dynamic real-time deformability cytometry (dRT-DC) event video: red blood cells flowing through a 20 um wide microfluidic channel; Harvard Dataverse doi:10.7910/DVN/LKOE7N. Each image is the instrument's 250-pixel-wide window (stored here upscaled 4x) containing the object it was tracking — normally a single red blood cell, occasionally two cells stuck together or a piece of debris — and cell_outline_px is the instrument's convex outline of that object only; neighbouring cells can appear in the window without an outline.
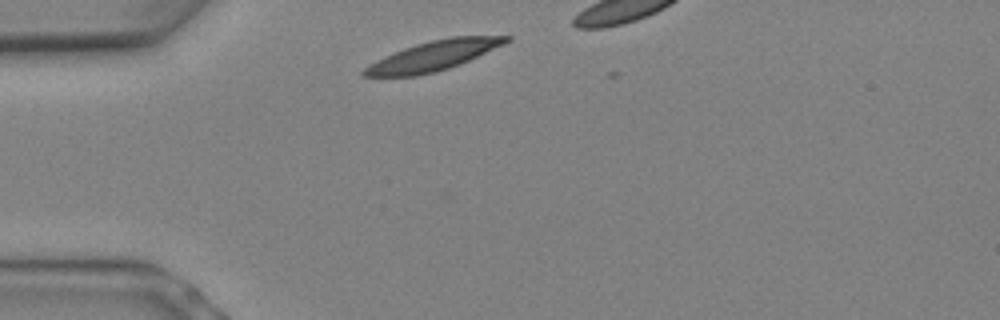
{"species": "Egyptian fruit bat (a non-hibernating species)", "species_latin": "Rousettus aegyptiacus", "temperature_condition": "warm", "stored_images_in_passage": 4, "camera_frame_rate_fps": 3000, "um_per_image_px": 0.085, "animal": {"sex": "female"}, "frame": {"image": 1, "passage_image": 1, "time_ms": 0.0, "image_size_px": [1000, 320], "cell_outline_px": [[512, 40], [504, 44], [460, 64], [436, 72], [416, 76], [364, 76], [360, 72], [368, 64], [384, 56], [404, 48], [416, 44], [432, 40], [452, 36], [512, 36]], "centroid_in_image_um": [36.82, 4.74], "position_along_channel_um": 48.2, "area_um2": 24.45}}